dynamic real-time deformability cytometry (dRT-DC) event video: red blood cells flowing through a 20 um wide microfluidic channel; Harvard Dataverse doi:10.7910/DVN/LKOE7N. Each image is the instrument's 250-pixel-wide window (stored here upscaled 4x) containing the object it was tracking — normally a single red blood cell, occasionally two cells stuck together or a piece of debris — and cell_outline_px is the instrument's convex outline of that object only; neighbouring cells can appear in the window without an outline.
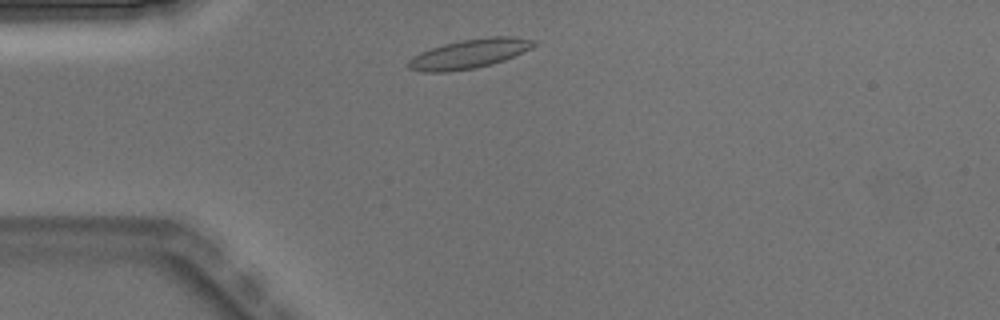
{"species": "Egyptian fruit bat (a non-hibernating species)", "species_latin": "Rousettus aegyptiacus", "temperature_condition": "warm", "stored_images_in_passage": 1, "camera_frame_rate_fps": 3000, "um_per_image_px": 0.085, "animal": {"sex": "male"}, "frame": {"image": 1, "passage_image": 1, "time_ms": 0.0, "image_size_px": [1000, 320], "cell_outline_px": [[536, 44], [532, 48], [504, 60], [492, 64], [476, 68], [448, 72], [424, 72], [408, 68], [408, 60], [420, 52], [444, 44], [460, 40], [492, 36], [516, 36], [536, 40]], "centroid_in_image_um": [39.92, 4.56], "position_along_channel_um": 45.1, "area_um2": 21.44}}